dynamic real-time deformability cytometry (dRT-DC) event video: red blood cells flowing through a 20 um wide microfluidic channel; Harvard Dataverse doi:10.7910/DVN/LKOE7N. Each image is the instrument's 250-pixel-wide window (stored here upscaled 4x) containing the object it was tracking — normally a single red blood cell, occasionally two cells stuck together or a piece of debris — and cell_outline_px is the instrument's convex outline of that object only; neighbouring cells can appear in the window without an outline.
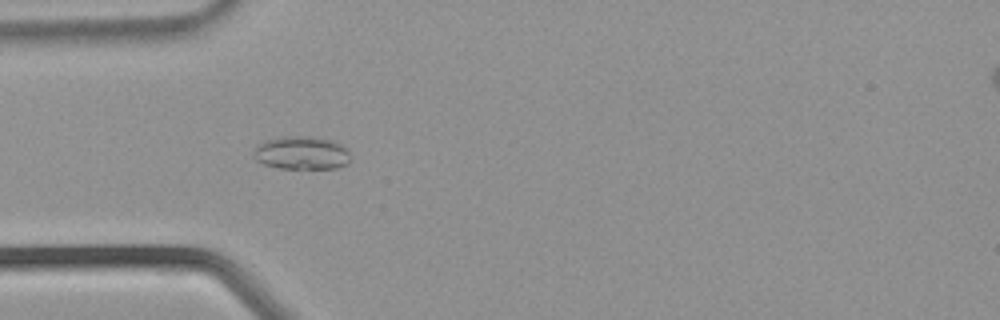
{"species": "common noctule bat (a hibernating species)", "species_latin": "Nyctalus noctula", "temperature_condition": "warm", "stored_images_in_passage": 13, "camera_frame_rate_fps": 3000, "um_per_image_px": 0.085, "animal": {"sex": "male", "body_mass_g": 21.5, "forearm_length_mm": 52.0}, "frame": {"image": 1, "passage_image": 4, "time_ms": 1.0, "image_size_px": [1000, 320], "cell_outline_px": [[348, 164], [336, 168], [280, 168], [264, 164], [256, 160], [252, 156], [252, 152], [260, 144], [268, 140], [288, 136], [296, 136], [328, 140], [340, 144], [348, 152]], "centroid_in_image_um": [25.6, 13.02], "position_along_channel_um": 59.4, "area_um2": 18.15}}
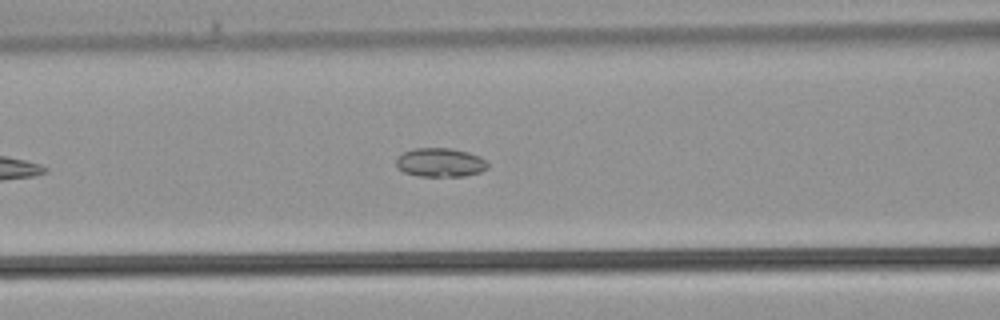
{"frame": {"image": 2, "passage_image": 8, "time_ms": 2.333, "image_size_px": [1000, 320], "cell_outline_px": [[488, 168], [480, 172], [464, 176], [416, 176], [404, 172], [396, 168], [396, 156], [404, 152], [416, 148], [452, 148], [468, 152], [480, 156], [488, 164]], "centroid_in_image_um": [37.39, 13.81], "position_along_channel_um": 129.2, "area_um2": 15.55}}
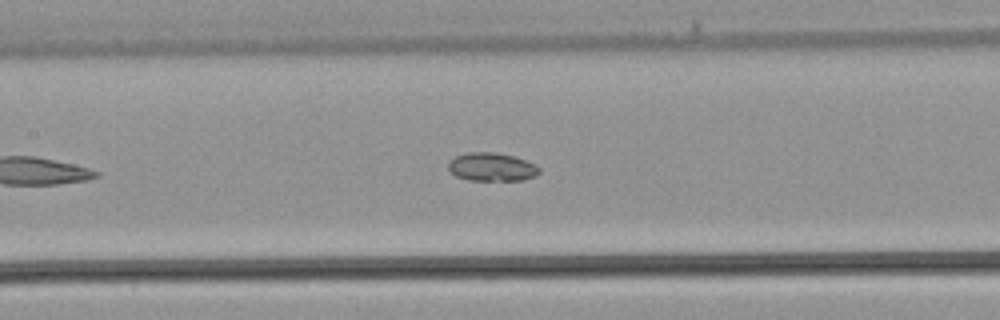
{"frame": {"image": 3, "passage_image": 10, "time_ms": 3.0, "image_size_px": [1000, 320], "cell_outline_px": [[540, 172], [536, 176], [524, 180], [468, 180], [456, 176], [448, 168], [448, 164], [456, 156], [468, 152], [492, 152], [512, 156], [536, 164], [540, 168]], "centroid_in_image_um": [41.83, 14.2], "position_along_channel_um": 165.6, "area_um2": 14.91}}